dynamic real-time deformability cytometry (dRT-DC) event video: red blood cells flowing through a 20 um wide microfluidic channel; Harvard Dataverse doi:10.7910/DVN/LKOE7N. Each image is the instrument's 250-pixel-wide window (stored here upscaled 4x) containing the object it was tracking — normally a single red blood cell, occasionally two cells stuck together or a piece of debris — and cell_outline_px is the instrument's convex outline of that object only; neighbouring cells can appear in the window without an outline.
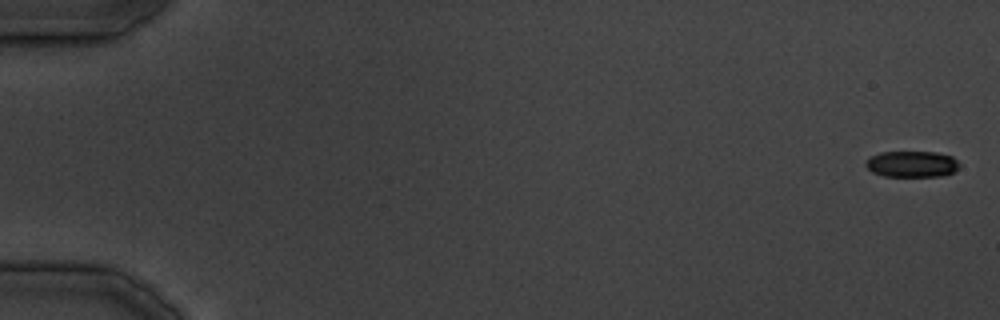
{"species": "common noctule bat (a hibernating species)", "species_latin": "Nyctalus noctula", "temperature_condition": "cold", "stored_images_in_passage": 14, "camera_frame_rate_fps": 3000, "um_per_image_px": 0.085, "animal": {"sex": "male", "body_mass_g": 19.5, "forearm_length_mm": 54.6}, "frame": {"image": 1, "passage_image": 1, "time_ms": 0.0, "image_size_px": [1000, 320], "cell_outline_px": [[960, 164], [952, 172], [944, 176], [884, 176], [872, 172], [864, 164], [864, 160], [880, 152], [936, 152], [952, 156]], "centroid_in_image_um": [77.48, 13.94], "position_along_channel_um": 7.5, "area_um2": 14.28}}